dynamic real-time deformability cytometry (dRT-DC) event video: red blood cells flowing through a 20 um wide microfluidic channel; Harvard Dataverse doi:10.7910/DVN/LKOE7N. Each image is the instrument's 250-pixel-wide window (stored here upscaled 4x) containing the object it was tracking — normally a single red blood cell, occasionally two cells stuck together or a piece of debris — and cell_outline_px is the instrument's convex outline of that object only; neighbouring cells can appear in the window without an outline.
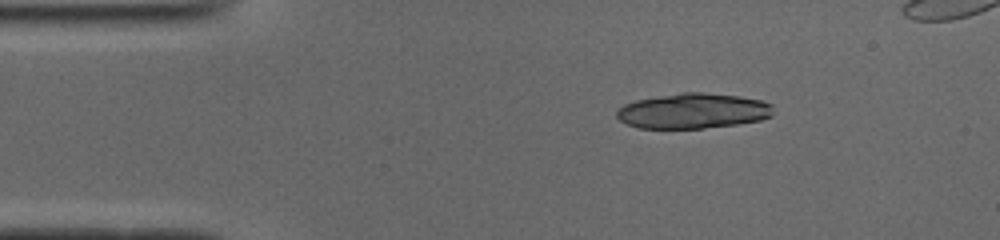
{"species": "common noctule bat (a hibernating species)", "species_latin": "Nyctalus noctula", "temperature_condition": "cold", "stored_images_in_passage": 40, "camera_frame_rate_fps": 3000, "um_per_image_px": 0.085, "animal": {"sex": "male", "body_mass_g": 19.0, "forearm_length_mm": 50.8}, "frame": {"image": 1, "passage_image": 1, "time_ms": 0.0, "image_size_px": [1000, 240], "cell_outline_px": [[772, 116], [760, 120], [736, 124], [704, 128], [640, 128], [628, 124], [620, 120], [616, 116], [616, 112], [624, 104], [636, 100], [684, 92], [704, 92], [736, 96], [760, 100], [772, 104]], "centroid_in_image_um": [58.91, 9.43], "position_along_channel_um": 26.1, "area_um2": 31.85}}
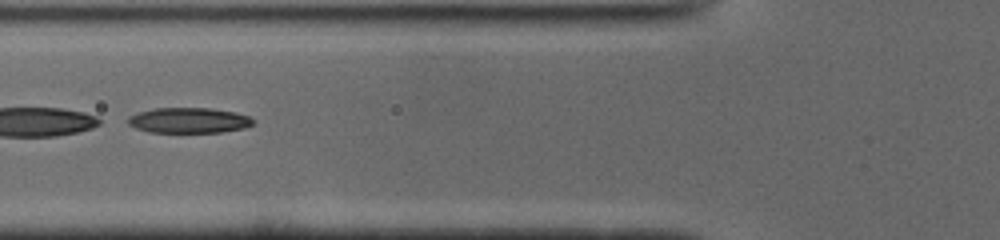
{"frame": {"image": 2, "passage_image": 12, "time_ms": 3.667, "image_size_px": [1000, 240], "cell_outline_px": [[252, 124], [244, 128], [220, 132], [148, 132], [136, 128], [128, 124], [128, 116], [136, 112], [152, 108], [212, 108], [236, 112], [248, 116], [252, 120]], "centroid_in_image_um": [16.0, 10.22], "position_along_channel_um": 109.8, "area_um2": 18.55}, "authors_computed_cell_mechanics": {"area_um2": 18.8428, "velocity_mm_per_s": 3.9321, "shape_relaxation_time_tau1_ms": null, "shape_relaxation_time_tau2_ms": 5.9616, "deformation_change_tau1": null, "deformation_change_tau2": 0.1393}}